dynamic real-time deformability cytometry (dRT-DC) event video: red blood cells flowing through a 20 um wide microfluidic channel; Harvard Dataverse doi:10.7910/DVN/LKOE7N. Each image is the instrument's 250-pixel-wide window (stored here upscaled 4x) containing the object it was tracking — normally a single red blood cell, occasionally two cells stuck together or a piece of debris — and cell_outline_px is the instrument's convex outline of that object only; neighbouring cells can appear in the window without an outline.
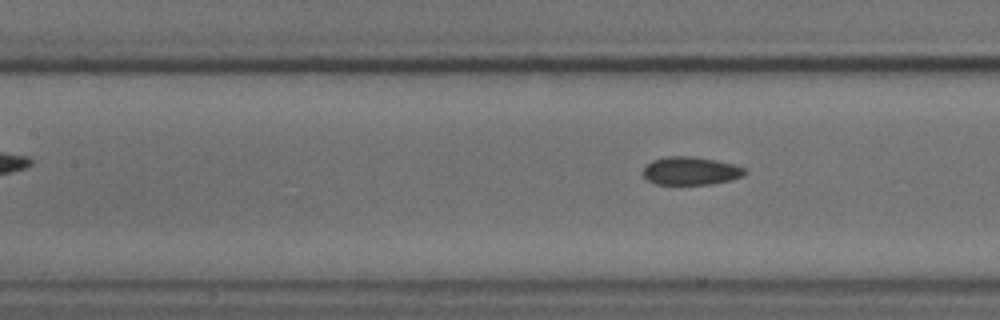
{"species": "common noctule bat (a hibernating species)", "species_latin": "Nyctalus noctula", "temperature_condition": "cold", "stored_images_in_passage": 5, "segment_of_instrument_passage": [2, 2], "camera_frame_rate_fps": 3000, "um_per_image_px": 0.085, "animal": {"sex": "male", "body_mass_g": 18.8}, "frame": {"image": 1, "passage_image": 5, "time_ms": 5.333, "image_size_px": [1000, 320], "cell_outline_px": [[748, 172], [744, 176], [732, 180], [712, 184], [656, 184], [648, 180], [644, 176], [644, 168], [652, 160], [664, 156], [692, 156], [716, 160], [736, 164], [744, 168]], "centroid_in_image_um": [58.76, 14.52], "position_along_channel_um": 148.6, "area_um2": 16.82}}